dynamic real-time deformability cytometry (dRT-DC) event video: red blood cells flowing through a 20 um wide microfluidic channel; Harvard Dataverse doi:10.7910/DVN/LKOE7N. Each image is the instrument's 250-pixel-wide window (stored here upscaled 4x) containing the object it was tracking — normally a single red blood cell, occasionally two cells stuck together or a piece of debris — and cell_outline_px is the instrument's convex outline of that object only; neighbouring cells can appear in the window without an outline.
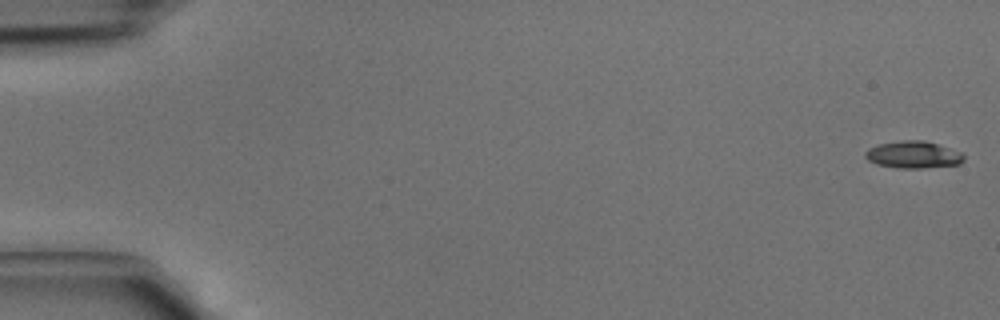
{"species": "common noctule bat (a hibernating species)", "species_latin": "Nyctalus noctula", "temperature_condition": "cold", "stored_images_in_passage": 40, "camera_frame_rate_fps": 3000, "um_per_image_px": 0.085, "animal": {"sex": "male", "body_mass_g": 15.6}, "frame": {"image": 1, "passage_image": 1, "time_ms": 0.0, "image_size_px": [1000, 320], "cell_outline_px": [[964, 160], [960, 164], [924, 168], [900, 168], [876, 164], [868, 160], [864, 156], [864, 152], [868, 148], [876, 144], [900, 140], [924, 140], [964, 152]], "centroid_in_image_um": [77.63, 13.14], "position_along_channel_um": 7.4, "area_um2": 15.84}}
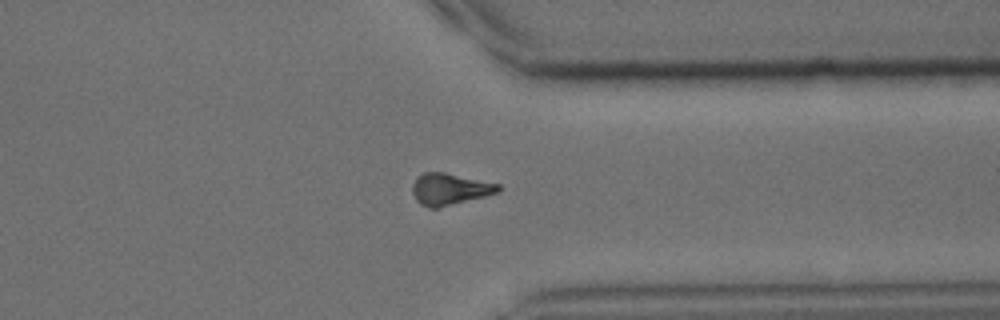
{"frame": {"image": 2, "passage_image": 34, "time_ms": 11.0, "image_size_px": [1000, 320], "cell_outline_px": [[500, 188], [496, 192], [484, 196], [436, 208], [428, 208], [420, 204], [416, 200], [412, 192], [412, 184], [416, 176], [424, 172], [444, 172], [500, 184]], "centroid_in_image_um": [38.16, 16.06], "position_along_channel_um": 373.2, "area_um2": 15.66}}
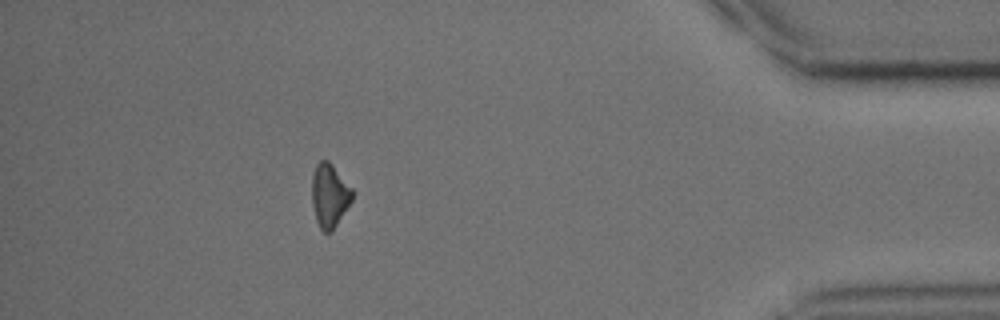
{"frame": {"image": 3, "passage_image": 39, "time_ms": 12.667, "image_size_px": [1000, 320], "cell_outline_px": [[352, 200], [332, 232], [324, 232], [320, 228], [316, 220], [312, 204], [312, 176], [316, 164], [320, 160], [328, 160], [332, 164], [352, 188]], "centroid_in_image_um": [28.0, 16.61], "position_along_channel_um": 407.2, "area_um2": 14.91}}